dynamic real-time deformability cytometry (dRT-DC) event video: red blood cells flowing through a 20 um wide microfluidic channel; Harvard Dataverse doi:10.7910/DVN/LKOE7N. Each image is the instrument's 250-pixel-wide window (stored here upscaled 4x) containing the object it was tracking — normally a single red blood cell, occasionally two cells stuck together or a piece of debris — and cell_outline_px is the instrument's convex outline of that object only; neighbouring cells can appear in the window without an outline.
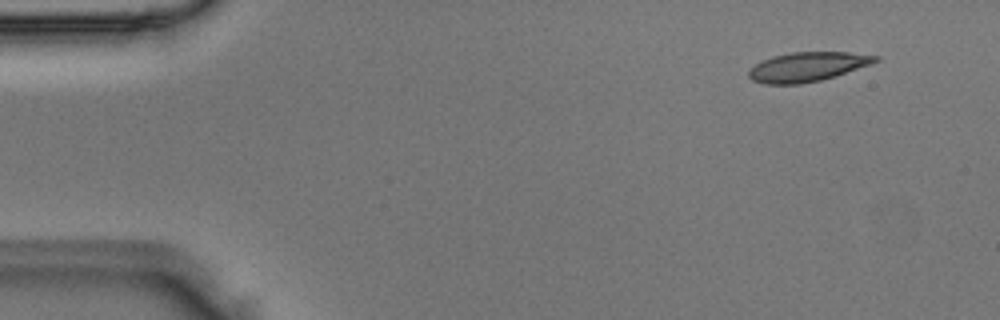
{"species": "Egyptian fruit bat (a non-hibernating species)", "species_latin": "Rousettus aegyptiacus", "temperature_condition": "room temperature", "stored_images_in_passage": 5, "camera_frame_rate_fps": 3000, "um_per_image_px": 0.085, "animal": {"sex": "male"}, "frame": {"image": 1, "passage_image": 1, "time_ms": 0.0, "image_size_px": [1000, 320], "cell_outline_px": [[880, 60], [836, 76], [820, 80], [800, 84], [764, 84], [752, 80], [748, 76], [748, 72], [756, 64], [772, 56], [792, 52], [848, 52], [880, 56]], "centroid_in_image_um": [68.63, 5.68], "position_along_channel_um": 16.4, "area_um2": 21.5}}
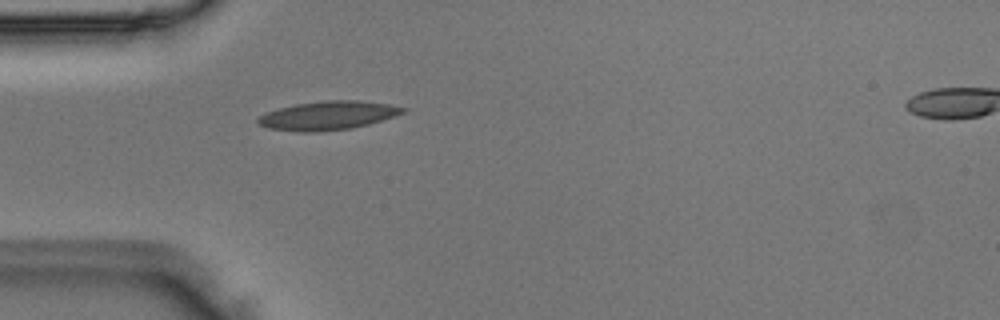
{"frame": {"image": 2, "passage_image": 4, "time_ms": 1.0, "image_size_px": [1000, 320], "cell_outline_px": [[408, 112], [396, 116], [368, 124], [352, 128], [320, 132], [300, 132], [268, 128], [260, 124], [256, 120], [260, 116], [268, 112], [280, 108], [296, 104], [328, 100], [356, 100], [388, 104], [408, 108]], "centroid_in_image_um": [27.93, 9.82], "position_along_channel_um": 57.1, "area_um2": 24.22}}